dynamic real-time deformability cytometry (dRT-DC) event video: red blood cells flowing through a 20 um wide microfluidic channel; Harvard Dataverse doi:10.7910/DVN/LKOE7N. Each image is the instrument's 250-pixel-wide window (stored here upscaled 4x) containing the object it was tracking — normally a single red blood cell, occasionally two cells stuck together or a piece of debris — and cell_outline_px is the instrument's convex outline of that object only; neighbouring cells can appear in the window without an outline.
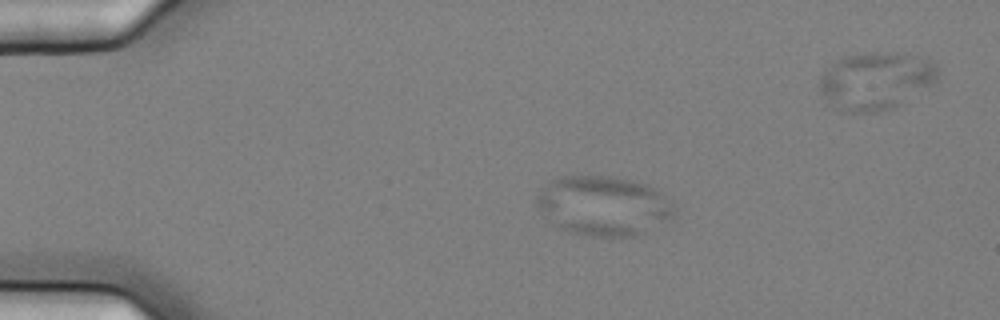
{"species": "common noctule bat (a hibernating species)", "species_latin": "Nyctalus noctula", "temperature_condition": "cold", "stored_images_in_passage": 56, "camera_frame_rate_fps": 3000, "um_per_image_px": 0.085, "animal": {"sex": "female", "body_mass_g": 25.1}, "frame": {"image": 1, "passage_image": 14, "time_ms": 4.333, "image_size_px": [1000, 320], "cell_outline_px": [[676, 212], [672, 216], [644, 232], [632, 236], [580, 236], [556, 228], [536, 208], [536, 196], [540, 188], [548, 180], [560, 176], [608, 176], [632, 180], [644, 184], [660, 192], [676, 208]], "centroid_in_image_um": [51.18, 17.49], "position_along_channel_um": 33.8, "area_um2": 48.03}}
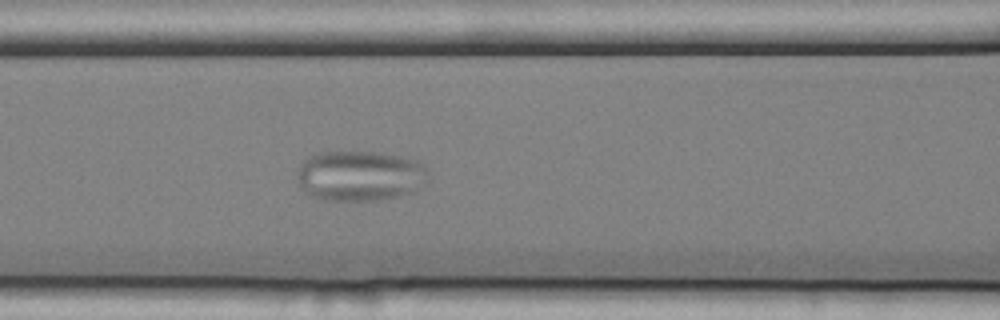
{"frame": {"image": 2, "passage_image": 27, "time_ms": 8.667, "image_size_px": [1000, 320], "cell_outline_px": [[428, 180], [412, 192], [400, 196], [376, 200], [320, 200], [304, 192], [300, 188], [296, 180], [296, 172], [300, 164], [308, 156], [320, 152], [376, 152], [400, 156], [416, 160], [428, 172]], "centroid_in_image_um": [30.53, 14.95], "position_along_channel_um": 136.1, "area_um2": 38.73}}
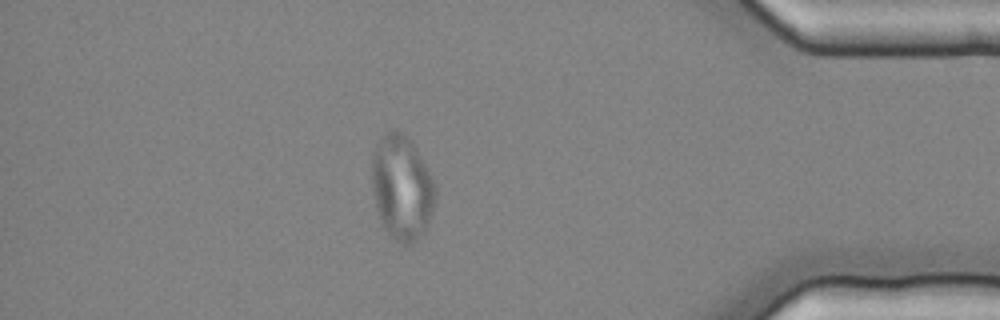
{"frame": {"image": 3, "passage_image": 52, "time_ms": 17.0, "image_size_px": [1000, 320], "cell_outline_px": [[436, 196], [428, 224], [424, 232], [412, 244], [404, 244], [388, 236], [380, 224], [376, 208], [372, 188], [372, 152], [380, 136], [388, 128], [392, 128], [408, 136], [412, 140], [432, 176], [436, 184]], "centroid_in_image_um": [34.14, 15.91], "position_along_channel_um": 401.1, "area_um2": 39.54}}